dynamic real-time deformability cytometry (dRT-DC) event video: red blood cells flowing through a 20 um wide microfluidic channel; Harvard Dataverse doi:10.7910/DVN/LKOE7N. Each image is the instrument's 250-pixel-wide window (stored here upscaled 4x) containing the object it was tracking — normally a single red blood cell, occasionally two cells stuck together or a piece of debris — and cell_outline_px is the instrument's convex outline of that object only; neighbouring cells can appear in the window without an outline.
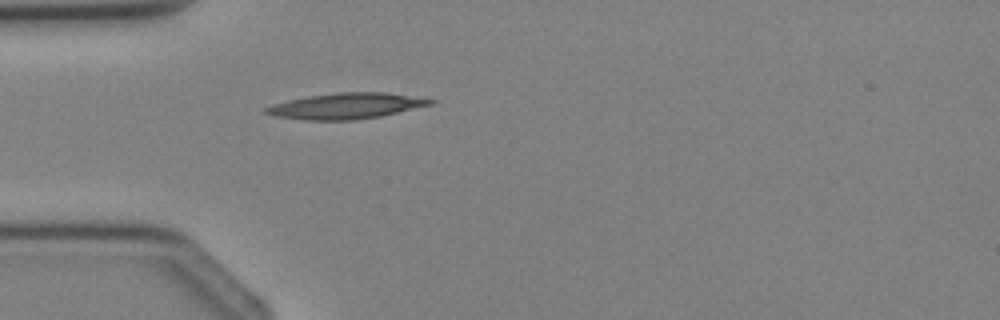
{"species": "Egyptian fruit bat (a non-hibernating species)", "species_latin": "Rousettus aegyptiacus", "temperature_condition": "cold", "stored_images_in_passage": 3, "camera_frame_rate_fps": 3000, "um_per_image_px": 0.085, "animal": {"sex": "female"}, "frame": {"image": 1, "passage_image": 3, "time_ms": 3.333, "image_size_px": [1000, 320], "cell_outline_px": [[436, 100], [432, 104], [380, 116], [356, 120], [304, 120], [272, 116], [264, 112], [264, 108], [272, 104], [288, 100], [308, 96], [336, 92], [384, 92]], "centroid_in_image_um": [29.34, 9.01], "position_along_channel_um": 55.7, "area_um2": 24.62}}